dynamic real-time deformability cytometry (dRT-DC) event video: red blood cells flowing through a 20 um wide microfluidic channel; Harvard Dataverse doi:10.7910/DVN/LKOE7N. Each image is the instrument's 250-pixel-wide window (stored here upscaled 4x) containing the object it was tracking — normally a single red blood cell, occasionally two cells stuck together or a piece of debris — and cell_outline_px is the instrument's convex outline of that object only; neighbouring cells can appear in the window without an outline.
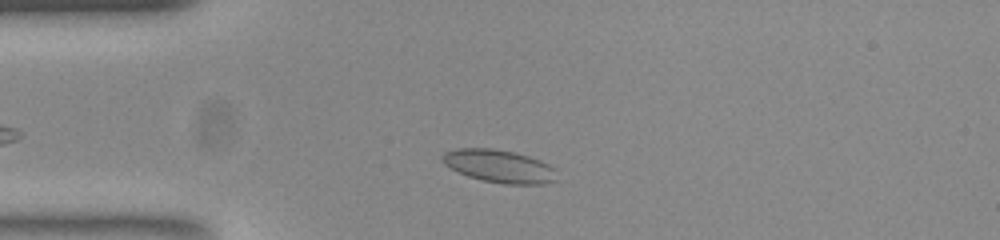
{"species": "common noctule bat (a hibernating species)", "species_latin": "Nyctalus noctula", "temperature_condition": "room temperature", "stored_images_in_passage": 42, "camera_frame_rate_fps": 3000, "um_per_image_px": 0.085, "animal": {"sex": "female", "body_mass_g": 23.0, "forearm_length_mm": 53.4}, "frame": {"image": 1, "passage_image": 6, "time_ms": 1.667, "image_size_px": [1000, 240], "cell_outline_px": [[556, 180], [540, 184], [504, 184], [484, 180], [468, 176], [444, 164], [440, 156], [444, 152], [460, 148], [488, 148], [512, 152], [528, 156], [548, 164], [552, 168]], "centroid_in_image_um": [42.38, 14.12], "position_along_channel_um": 42.6, "area_um2": 21.39}}
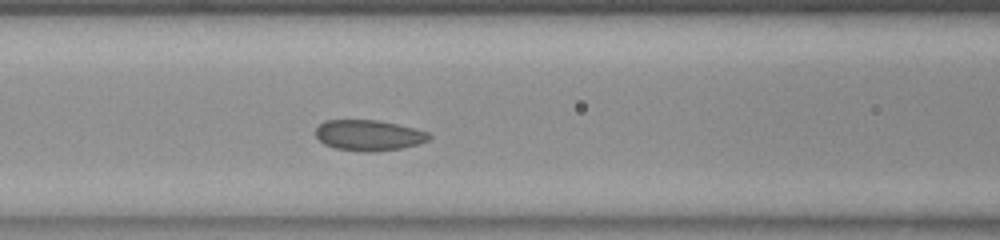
{"frame": {"image": 2, "passage_image": 15, "time_ms": 4.667, "image_size_px": [1000, 240], "cell_outline_px": [[432, 136], [428, 140], [416, 144], [400, 148], [376, 152], [364, 152], [336, 148], [324, 144], [316, 136], [316, 128], [324, 120], [376, 120], [396, 124], [428, 132]], "centroid_in_image_um": [31.32, 11.5], "position_along_channel_um": 135.3, "area_um2": 20.11}}
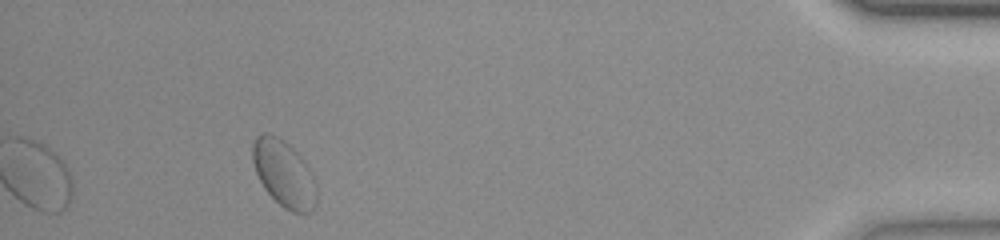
{"frame": {"image": 3, "passage_image": 42, "time_ms": 13.667, "image_size_px": [1000, 240], "cell_outline_px": [[316, 208], [312, 212], [292, 212], [284, 208], [264, 188], [256, 172], [252, 160], [252, 144], [256, 136], [264, 132], [268, 132], [276, 136], [288, 144], [296, 152], [316, 188]], "centroid_in_image_um": [24.08, 14.77], "position_along_channel_um": 411.1, "area_um2": 24.04}, "authors_computed_cell_mechanics": {"area_um2": 20.8947, "velocity_mm_per_s": 3.7881, "shape_relaxation_time_tau1_ms": 2.2597, "shape_relaxation_time_tau2_ms": 0.6339, "deformation_change_tau1": 0.052, "deformation_change_tau2": 0.0465}}